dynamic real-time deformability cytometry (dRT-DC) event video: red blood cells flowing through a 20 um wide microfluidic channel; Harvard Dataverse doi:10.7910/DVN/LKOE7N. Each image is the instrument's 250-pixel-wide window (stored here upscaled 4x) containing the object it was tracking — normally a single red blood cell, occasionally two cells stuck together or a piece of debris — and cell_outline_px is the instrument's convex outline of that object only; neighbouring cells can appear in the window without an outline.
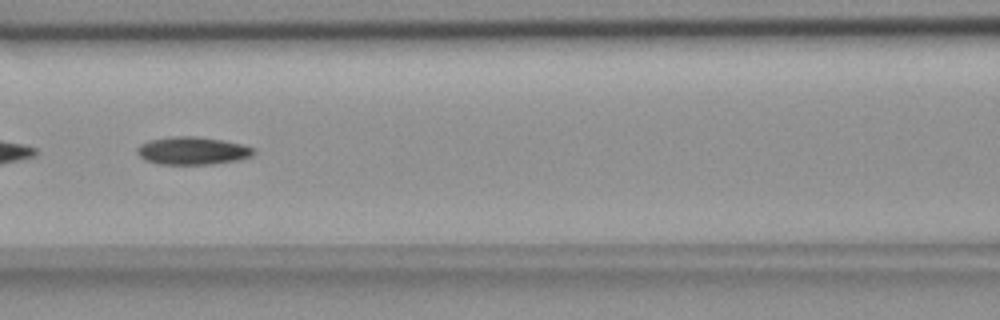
{"species": "common noctule bat (a hibernating species)", "species_latin": "Nyctalus noctula", "temperature_condition": "room temperature", "stored_images_in_passage": 55, "camera_frame_rate_fps": 3000, "um_per_image_px": 0.085, "animal": {"sex": "female", "body_mass_g": 18.4}, "frame": {"image": 1, "passage_image": 24, "time_ms": 7.667, "image_size_px": [1000, 320], "cell_outline_px": [[252, 156], [240, 160], [212, 164], [160, 164], [144, 160], [136, 152], [136, 148], [140, 144], [148, 140], [172, 136], [196, 136], [220, 140], [240, 144], [252, 148]], "centroid_in_image_um": [16.29, 12.81], "position_along_channel_um": 150.3, "area_um2": 18.79}}
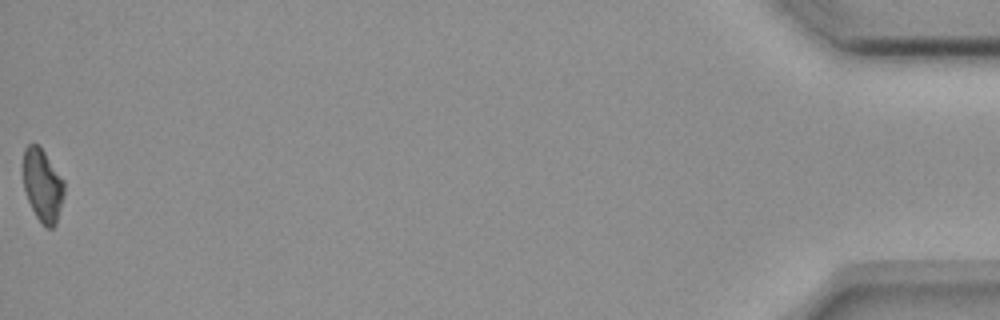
{"frame": {"image": 2, "passage_image": 55, "time_ms": 18.0, "image_size_px": [1000, 320], "cell_outline_px": [[64, 192], [56, 224], [52, 228], [44, 228], [36, 216], [28, 200], [24, 188], [24, 148], [28, 144], [36, 144], [44, 152], [64, 180]], "centroid_in_image_um": [3.63, 15.78], "position_along_channel_um": 431.6, "area_um2": 17.11}}